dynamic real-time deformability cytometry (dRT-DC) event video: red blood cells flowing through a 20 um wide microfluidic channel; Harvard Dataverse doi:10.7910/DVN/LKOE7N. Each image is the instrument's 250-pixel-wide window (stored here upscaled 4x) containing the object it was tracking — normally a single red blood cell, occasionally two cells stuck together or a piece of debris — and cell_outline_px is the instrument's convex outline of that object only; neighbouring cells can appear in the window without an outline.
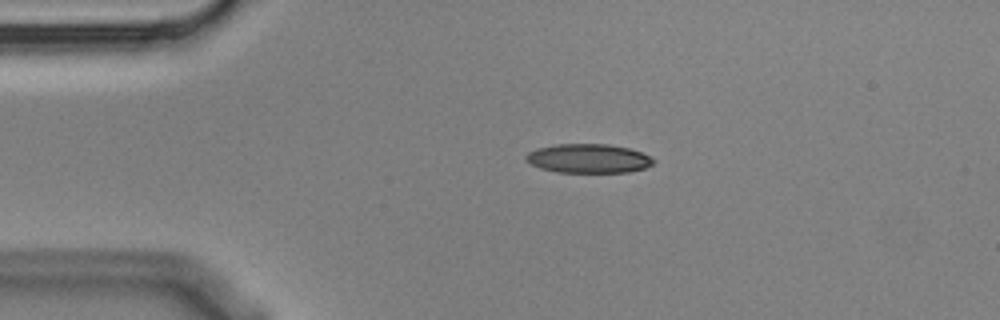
{"species": "Egyptian fruit bat (a non-hibernating species)", "species_latin": "Rousettus aegyptiacus", "temperature_condition": "cold", "stored_images_in_passage": 3, "camera_frame_rate_fps": 3000, "um_per_image_px": 0.085, "animal": {"sex": "male"}, "frame": {"image": 1, "passage_image": 1, "time_ms": 0.0, "image_size_px": [1000, 320], "cell_outline_px": [[656, 160], [652, 164], [644, 168], [628, 172], [556, 172], [540, 168], [524, 160], [524, 156], [528, 152], [536, 148], [556, 144], [608, 144], [628, 148], [640, 152]], "centroid_in_image_um": [49.97, 13.47], "position_along_channel_um": 35.0, "area_um2": 21.56}}
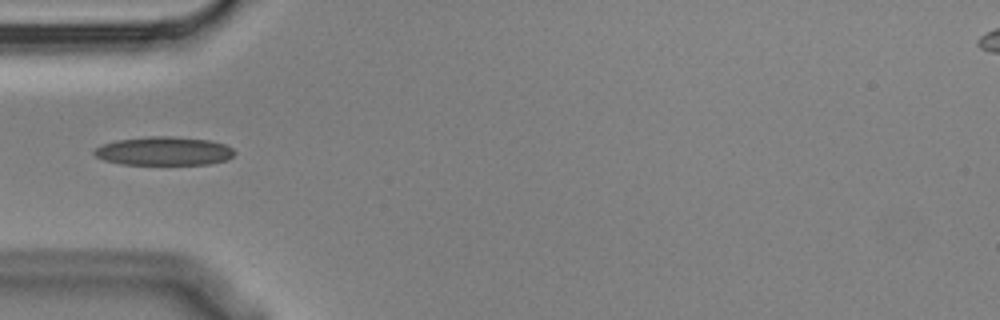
{"frame": {"image": 2, "passage_image": 2, "time_ms": 0.333, "image_size_px": [1000, 320], "cell_outline_px": [[236, 152], [232, 156], [224, 160], [208, 164], [120, 164], [104, 160], [96, 156], [92, 152], [96, 148], [104, 144], [116, 140], [148, 136], [172, 136], [208, 140], [224, 144], [232, 148]], "centroid_in_image_um": [13.91, 12.83], "position_along_channel_um": 71.1, "area_um2": 23.24}}
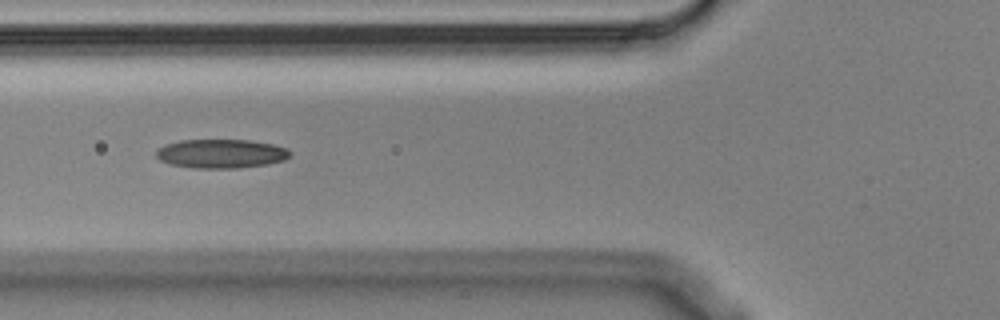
{"frame": {"image": 3, "passage_image": 3, "time_ms": 0.667, "image_size_px": [1000, 320], "cell_outline_px": [[292, 152], [284, 160], [268, 164], [236, 168], [192, 168], [168, 164], [160, 160], [156, 156], [156, 152], [164, 144], [180, 140], [252, 140], [272, 144], [288, 148]], "centroid_in_image_um": [18.79, 13.06], "position_along_channel_um": 107.0, "area_um2": 22.72}}